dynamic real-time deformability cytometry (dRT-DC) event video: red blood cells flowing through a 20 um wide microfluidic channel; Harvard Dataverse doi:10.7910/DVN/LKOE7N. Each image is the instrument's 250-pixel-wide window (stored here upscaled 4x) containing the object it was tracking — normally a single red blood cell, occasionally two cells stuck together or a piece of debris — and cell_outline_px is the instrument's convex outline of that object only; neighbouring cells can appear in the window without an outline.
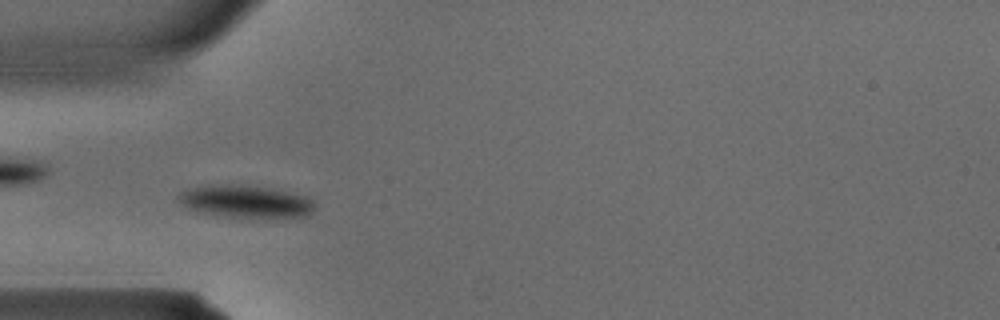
{"species": "common noctule bat (a hibernating species)", "species_latin": "Nyctalus noctula", "temperature_condition": "warm", "stored_images_in_passage": 23, "camera_frame_rate_fps": 3000, "um_per_image_px": 0.085, "animal": {"sex": "male", "body_mass_g": 15.6}, "frame": {"image": 1, "passage_image": 4, "time_ms": 1.0, "image_size_px": [1000, 320], "cell_outline_px": [[316, 208], [312, 212], [304, 216], [264, 220], [248, 220], [208, 216], [196, 212], [180, 204], [176, 196], [180, 192], [192, 188], [208, 184], [232, 184], [268, 188], [308, 196], [316, 204]], "centroid_in_image_um": [20.86, 17.19], "position_along_channel_um": 64.1, "area_um2": 27.34}}
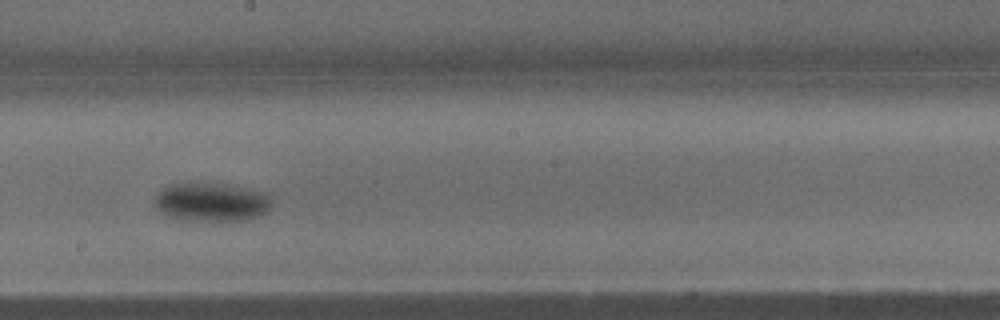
{"frame": {"image": 2, "passage_image": 13, "time_ms": 4.0, "image_size_px": [1000, 320], "cell_outline_px": [[268, 208], [264, 212], [256, 216], [240, 220], [212, 224], [184, 220], [164, 216], [152, 204], [156, 196], [164, 188], [172, 184], [188, 180], [192, 180], [220, 184], [268, 192]], "centroid_in_image_um": [17.85, 17.19], "position_along_channel_um": 230.4, "area_um2": 27.28}}
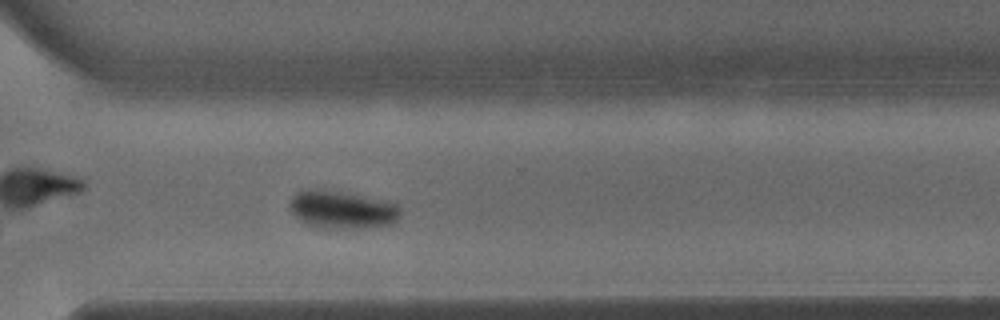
{"frame": {"image": 3, "passage_image": 19, "time_ms": 6.0, "image_size_px": [1000, 320], "cell_outline_px": [[400, 216], [396, 220], [388, 224], [376, 228], [316, 228], [304, 224], [292, 212], [292, 196], [296, 192], [308, 188], [316, 188], [344, 192], [396, 200], [400, 208]], "centroid_in_image_um": [29.15, 17.81], "position_along_channel_um": 341.4, "area_um2": 25.14}}